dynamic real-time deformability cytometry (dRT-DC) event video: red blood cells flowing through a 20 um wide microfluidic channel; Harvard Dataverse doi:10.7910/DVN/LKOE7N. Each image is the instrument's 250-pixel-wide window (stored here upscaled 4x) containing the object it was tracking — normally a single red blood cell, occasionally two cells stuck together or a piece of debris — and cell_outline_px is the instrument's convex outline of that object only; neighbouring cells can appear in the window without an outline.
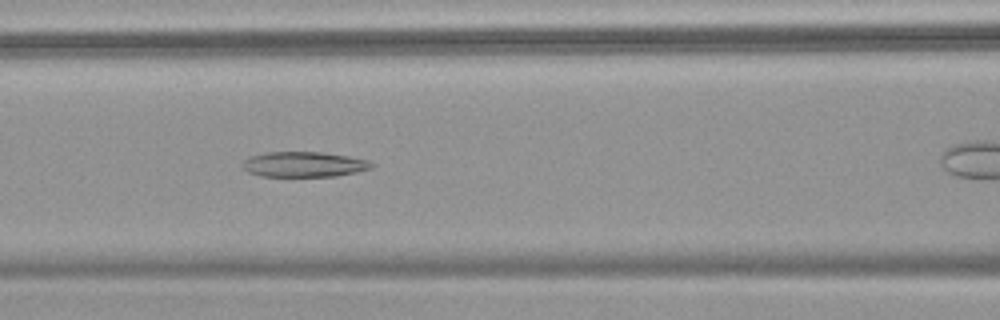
{"species": "common noctule bat (a hibernating species)", "species_latin": "Nyctalus noctula", "temperature_condition": "warm", "stored_images_in_passage": 33, "camera_frame_rate_fps": 3000, "um_per_image_px": 0.085, "animal": {"sex": "female", "body_mass_g": 18.4}, "frame": {"image": 1, "passage_image": 12, "time_ms": 3.667, "image_size_px": [1000, 320], "cell_outline_px": [[376, 164], [372, 168], [356, 172], [336, 176], [260, 176], [248, 172], [244, 168], [244, 160], [248, 156], [268, 152], [324, 152], [348, 156], [368, 160]], "centroid_in_image_um": [25.86, 13.96], "position_along_channel_um": 140.7, "area_um2": 19.02}}
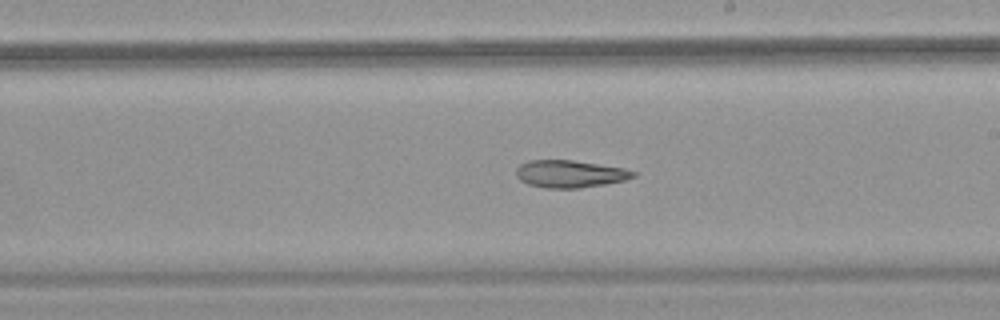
{"frame": {"image": 2, "passage_image": 20, "time_ms": 6.333, "image_size_px": [1000, 320], "cell_outline_px": [[636, 176], [624, 180], [604, 184], [580, 188], [544, 188], [528, 184], [520, 180], [516, 176], [516, 168], [520, 164], [528, 160], [572, 160], [624, 168], [636, 172]], "centroid_in_image_um": [48.41, 14.78], "position_along_channel_um": 240.6, "area_um2": 18.67}}
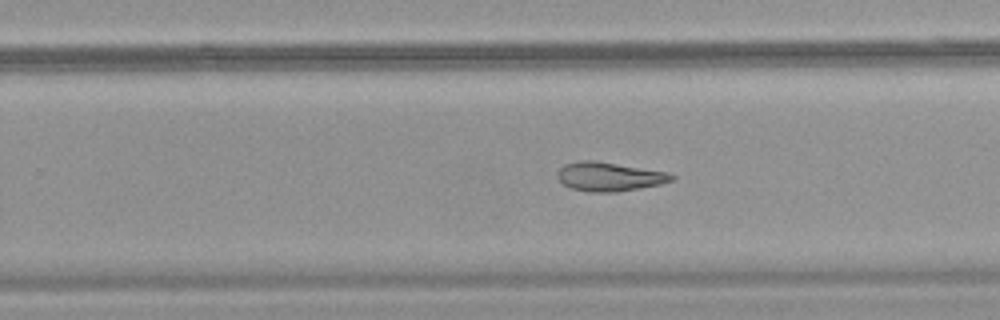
{"frame": {"image": 3, "passage_image": 23, "time_ms": 7.333, "image_size_px": [1000, 320], "cell_outline_px": [[676, 176], [672, 180], [660, 184], [640, 188], [616, 192], [588, 192], [572, 188], [564, 184], [556, 176], [556, 172], [564, 164], [580, 160], [592, 160], [668, 172]], "centroid_in_image_um": [51.76, 15.01], "position_along_channel_um": 278.0, "area_um2": 19.19}}